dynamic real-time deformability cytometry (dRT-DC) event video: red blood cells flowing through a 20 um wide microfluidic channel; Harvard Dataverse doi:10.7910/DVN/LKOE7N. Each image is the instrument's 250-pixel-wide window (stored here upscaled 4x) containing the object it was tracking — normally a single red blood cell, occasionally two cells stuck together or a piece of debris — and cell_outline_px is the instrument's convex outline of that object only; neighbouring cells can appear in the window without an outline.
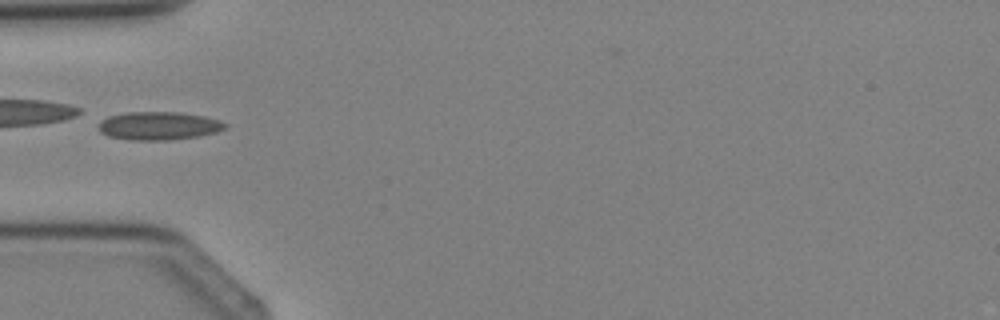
{"species": "Egyptian fruit bat (a non-hibernating species)", "species_latin": "Rousettus aegyptiacus", "temperature_condition": "cold", "stored_images_in_passage": 2, "camera_frame_rate_fps": 3000, "um_per_image_px": 0.085, "animal": {"sex": "female"}, "frame": {"image": 1, "passage_image": 2, "time_ms": 1.0, "image_size_px": [1000, 320], "cell_outline_px": [[228, 124], [224, 128], [216, 132], [200, 136], [168, 140], [128, 140], [108, 136], [100, 132], [100, 120], [108, 116], [128, 112], [180, 112], [204, 116], [220, 120]], "centroid_in_image_um": [13.49, 10.69], "position_along_channel_um": 71.5, "area_um2": 20.87}}